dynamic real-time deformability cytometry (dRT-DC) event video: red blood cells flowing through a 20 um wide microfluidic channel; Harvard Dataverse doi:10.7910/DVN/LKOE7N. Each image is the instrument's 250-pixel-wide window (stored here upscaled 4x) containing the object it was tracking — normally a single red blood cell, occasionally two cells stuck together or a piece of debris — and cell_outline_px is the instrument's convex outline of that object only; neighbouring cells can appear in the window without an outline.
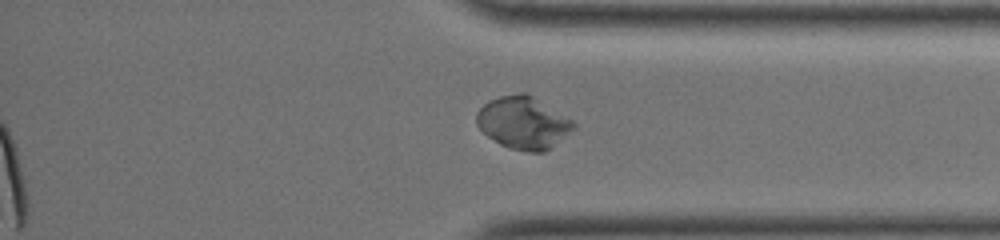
{"species": "common noctule bat (a hibernating species)", "species_latin": "Nyctalus noctula", "temperature_condition": "warm", "stored_images_in_passage": 51, "segment_of_instrument_passage": [2, 2], "camera_frame_rate_fps": 3000, "um_per_image_px": 0.085, "animal": {"sex": "female", "body_mass_g": 19.0, "forearm_length_mm": 51.5}, "frame": {"image": 1, "passage_image": 51, "time_ms": 16.667, "image_size_px": [1000, 240], "cell_outline_px": [[576, 128], [544, 152], [528, 152], [512, 148], [500, 144], [488, 136], [476, 124], [476, 112], [488, 100], [500, 96], [520, 92], [528, 92], [572, 120], [576, 124]], "centroid_in_image_um": [44.48, 10.41], "position_along_channel_um": 390.7, "area_um2": 29.54}}